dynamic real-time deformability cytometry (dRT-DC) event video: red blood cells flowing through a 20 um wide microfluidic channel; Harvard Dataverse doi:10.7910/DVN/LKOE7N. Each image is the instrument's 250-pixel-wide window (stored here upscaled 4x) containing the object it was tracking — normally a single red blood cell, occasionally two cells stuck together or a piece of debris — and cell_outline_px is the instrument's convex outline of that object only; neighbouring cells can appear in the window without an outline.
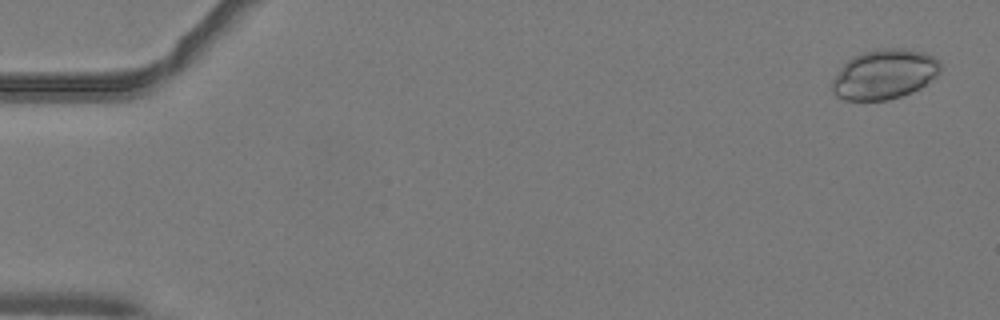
{"species": "common noctule bat (a hibernating species)", "species_latin": "Nyctalus noctula", "temperature_condition": "warm", "stored_images_in_passage": 52, "camera_frame_rate_fps": 3000, "um_per_image_px": 0.085, "animal": {"sex": "male", "body_mass_g": 19.2, "forearm_length_mm": 51.8}, "frame": {"image": 1, "passage_image": 2, "time_ms": 0.333, "image_size_px": [1000, 320], "cell_outline_px": [[940, 72], [920, 88], [912, 92], [888, 100], [844, 100], [836, 96], [832, 92], [832, 80], [840, 68], [852, 56], [864, 52], [884, 48], [904, 48], [924, 52], [932, 56], [940, 64]], "centroid_in_image_um": [75.15, 6.32], "position_along_channel_um": 9.9, "area_um2": 31.27}}